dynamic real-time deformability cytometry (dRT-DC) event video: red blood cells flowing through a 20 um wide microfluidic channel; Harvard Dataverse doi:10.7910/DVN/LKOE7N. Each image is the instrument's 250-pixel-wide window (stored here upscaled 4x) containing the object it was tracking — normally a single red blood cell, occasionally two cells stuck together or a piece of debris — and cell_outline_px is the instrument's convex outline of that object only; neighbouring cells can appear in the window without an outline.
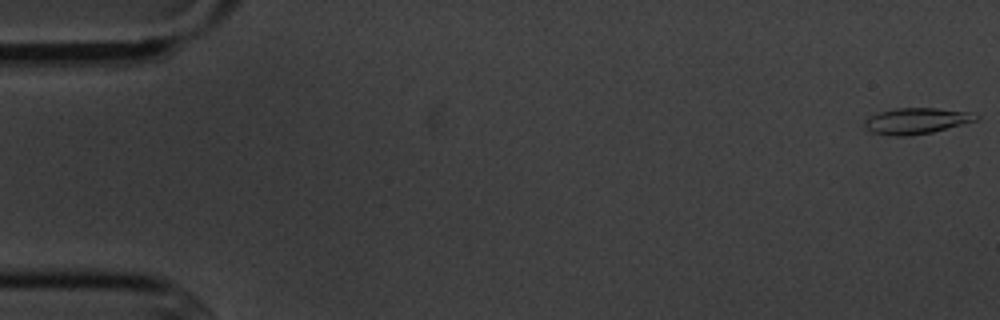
{"species": "common noctule bat (a hibernating species)", "species_latin": "Nyctalus noctula", "temperature_condition": "cold", "stored_images_in_passage": 7, "camera_frame_rate_fps": 3000, "um_per_image_px": 0.085, "animal": {"sex": "male", "body_mass_g": 20.1, "forearm_length_mm": 53.5}, "frame": {"image": 1, "passage_image": 1, "time_ms": 0.0, "image_size_px": [1000, 320], "cell_outline_px": [[980, 116], [976, 120], [932, 132], [912, 136], [892, 136], [868, 132], [864, 124], [864, 120], [868, 116], [880, 112], [896, 108], [936, 108], [968, 112]], "centroid_in_image_um": [77.81, 10.28], "position_along_channel_um": 7.2, "area_um2": 16.88}}
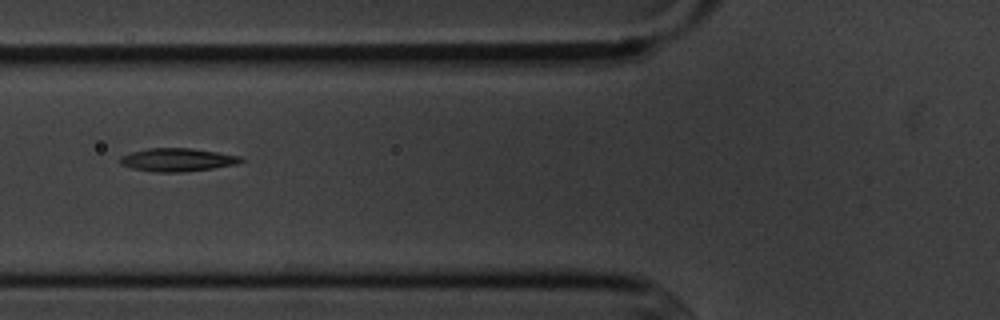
{"frame": {"image": 2, "passage_image": 6, "time_ms": 6.667, "image_size_px": [1000, 320], "cell_outline_px": [[244, 160], [236, 164], [212, 168], [184, 172], [156, 172], [132, 168], [120, 164], [120, 156], [132, 152], [148, 148], [192, 148], [240, 156]], "centroid_in_image_um": [15.06, 13.58], "position_along_channel_um": 110.7, "area_um2": 16.18}}
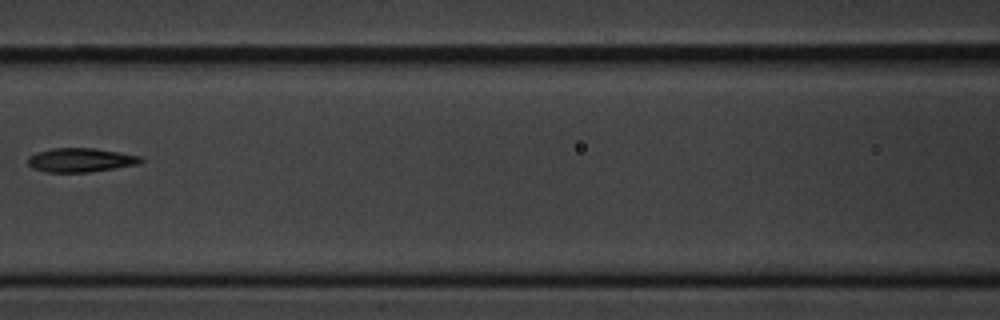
{"frame": {"image": 3, "passage_image": 7, "time_ms": 8.0, "image_size_px": [1000, 320], "cell_outline_px": [[144, 160], [140, 164], [116, 168], [88, 172], [48, 172], [32, 168], [28, 164], [28, 156], [36, 152], [52, 148], [96, 148], [140, 156]], "centroid_in_image_um": [6.85, 13.6], "position_along_channel_um": 159.7, "area_um2": 15.84}}